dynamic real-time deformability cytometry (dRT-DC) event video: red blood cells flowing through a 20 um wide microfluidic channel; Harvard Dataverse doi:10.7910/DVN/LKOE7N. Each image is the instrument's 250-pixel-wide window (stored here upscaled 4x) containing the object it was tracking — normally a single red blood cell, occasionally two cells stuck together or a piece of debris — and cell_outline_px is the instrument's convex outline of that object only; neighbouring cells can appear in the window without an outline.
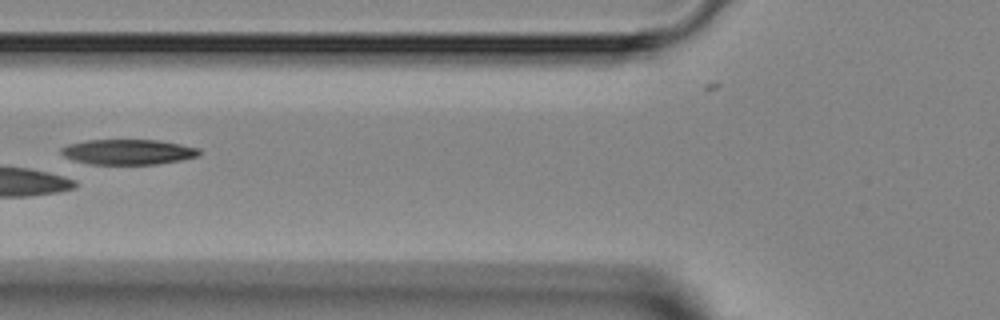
{"species": "Egyptian fruit bat (a non-hibernating species)", "species_latin": "Rousettus aegyptiacus", "temperature_condition": "room temperature", "stored_images_in_passage": 7, "camera_frame_rate_fps": 3000, "um_per_image_px": 0.085, "animal": {"sex": "female"}, "frame": {"image": 1, "passage_image": 5, "time_ms": 4.667, "image_size_px": [1000, 320], "cell_outline_px": [[200, 156], [180, 160], [156, 164], [88, 164], [64, 156], [60, 152], [60, 148], [68, 144], [88, 140], [160, 140], [200, 148]], "centroid_in_image_um": [10.91, 12.91], "position_along_channel_um": 114.9, "area_um2": 20.29}}
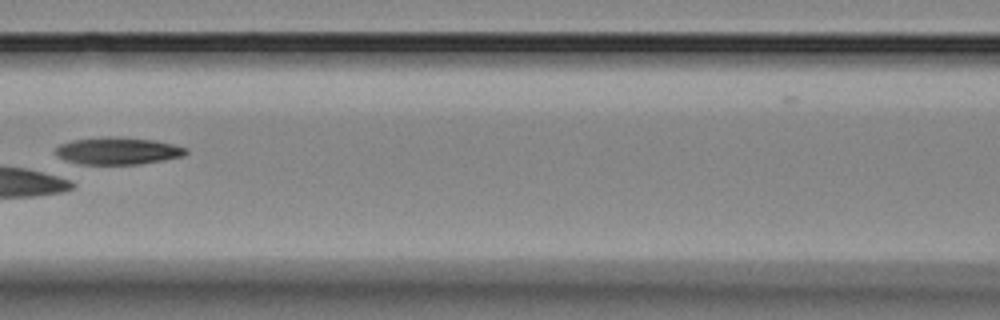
{"frame": {"image": 2, "passage_image": 6, "time_ms": 5.667, "image_size_px": [1000, 320], "cell_outline_px": [[188, 152], [184, 156], [164, 160], [140, 164], [72, 164], [64, 160], [56, 152], [56, 148], [60, 144], [72, 140], [108, 136], [112, 136], [152, 140], [172, 144], [188, 148]], "centroid_in_image_um": [10.02, 12.83], "position_along_channel_um": 156.6, "area_um2": 20.69}}